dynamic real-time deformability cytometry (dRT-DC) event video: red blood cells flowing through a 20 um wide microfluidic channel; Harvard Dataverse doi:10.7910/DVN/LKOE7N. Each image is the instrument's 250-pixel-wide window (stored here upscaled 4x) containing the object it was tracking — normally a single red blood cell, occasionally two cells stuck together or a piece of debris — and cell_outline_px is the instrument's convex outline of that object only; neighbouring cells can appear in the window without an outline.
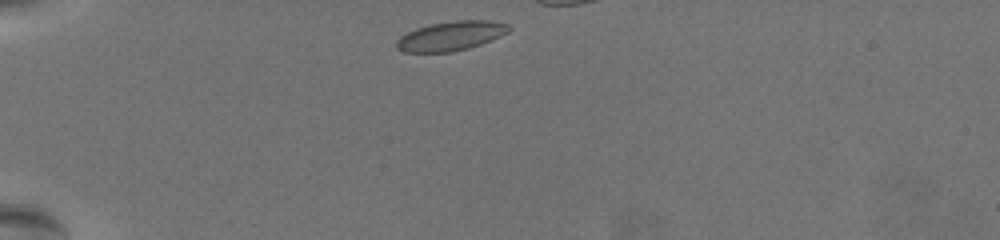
{"species": "common noctule bat (a hibernating species)", "species_latin": "Nyctalus noctula", "temperature_condition": "warm", "stored_images_in_passage": 37, "camera_frame_rate_fps": 3000, "um_per_image_px": 0.085, "animal": {"sex": "female", "body_mass_g": 19.5, "forearm_length_mm": 54.1}, "frame": {"image": 1, "passage_image": 1, "time_ms": 0.0, "image_size_px": [1000, 240], "cell_outline_px": [[512, 28], [508, 32], [500, 36], [480, 44], [468, 48], [452, 52], [404, 52], [396, 48], [396, 40], [400, 36], [416, 28], [432, 24], [456, 20], [488, 20], [508, 24]], "centroid_in_image_um": [38.32, 3.05], "position_along_channel_um": 46.7, "area_um2": 19.13}}
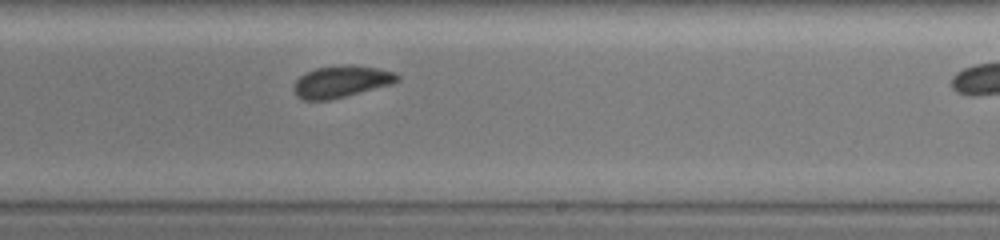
{"frame": {"image": 2, "passage_image": 23, "time_ms": 7.333, "image_size_px": [1000, 240], "cell_outline_px": [[400, 80], [392, 84], [328, 100], [304, 100], [296, 96], [292, 88], [296, 80], [300, 76], [316, 68], [352, 64], [380, 68], [396, 72], [400, 76]], "centroid_in_image_um": [29.03, 6.92], "position_along_channel_um": 260.0, "area_um2": 19.19}}
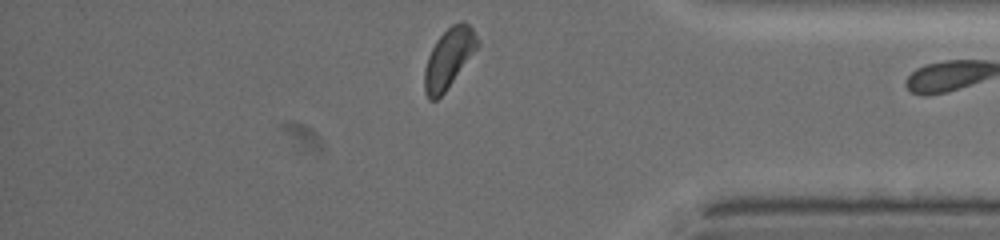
{"frame": {"image": 3, "passage_image": 36, "time_ms": 11.667, "image_size_px": [1000, 240], "cell_outline_px": [[480, 44], [444, 92], [436, 100], [428, 100], [424, 92], [424, 68], [428, 56], [436, 40], [452, 24], [460, 20], [464, 20], [472, 28], [480, 40]], "centroid_in_image_um": [38.14, 4.92], "position_along_channel_um": 397.1, "area_um2": 18.32}}